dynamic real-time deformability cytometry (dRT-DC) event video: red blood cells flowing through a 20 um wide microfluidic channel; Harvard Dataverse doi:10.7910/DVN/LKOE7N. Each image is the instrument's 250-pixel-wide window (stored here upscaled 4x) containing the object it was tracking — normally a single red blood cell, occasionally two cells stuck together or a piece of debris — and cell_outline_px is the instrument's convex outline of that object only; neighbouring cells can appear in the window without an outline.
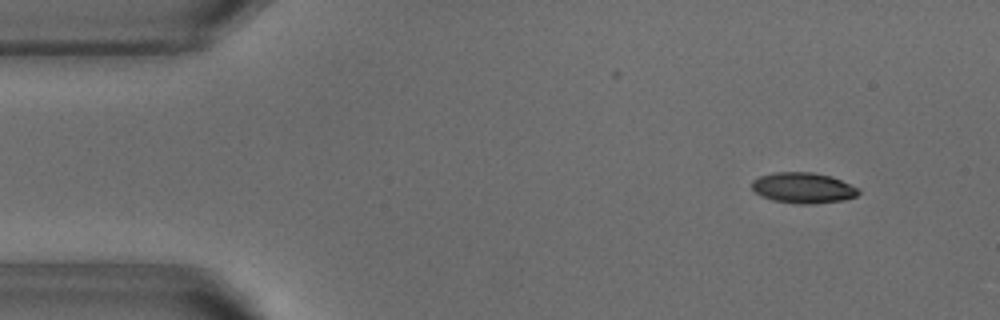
{"species": "common noctule bat (a hibernating species)", "species_latin": "Nyctalus noctula", "temperature_condition": "warm", "stored_images_in_passage": 52, "camera_frame_rate_fps": 3000, "um_per_image_px": 0.085, "animal": {"sex": "male", "body_mass_g": 18.8}, "frame": {"image": 1, "passage_image": 5, "time_ms": 1.333, "image_size_px": [1000, 320], "cell_outline_px": [[860, 192], [856, 196], [844, 200], [812, 204], [800, 204], [772, 200], [756, 192], [752, 188], [752, 180], [760, 176], [776, 172], [812, 172], [832, 176], [860, 188]], "centroid_in_image_um": [68.31, 15.96], "position_along_channel_um": 16.7, "area_um2": 19.07}}
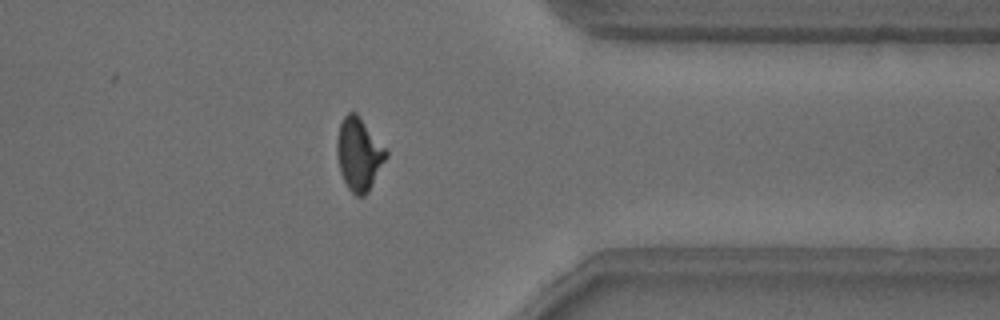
{"frame": {"image": 2, "passage_image": 41, "time_ms": 13.333, "image_size_px": [1000, 320], "cell_outline_px": [[388, 156], [368, 192], [364, 196], [356, 196], [348, 188], [340, 172], [336, 152], [336, 144], [340, 124], [344, 116], [348, 112], [356, 112], [360, 116], [388, 152]], "centroid_in_image_um": [30.5, 13.1], "position_along_channel_um": 380.9, "area_um2": 20.75}}
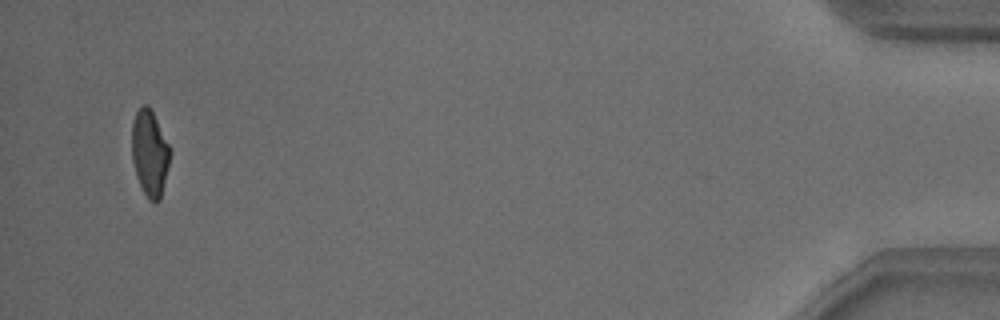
{"frame": {"image": 3, "passage_image": 50, "time_ms": 16.333, "image_size_px": [1000, 320], "cell_outline_px": [[172, 152], [160, 200], [156, 204], [152, 204], [148, 200], [136, 176], [132, 160], [132, 124], [136, 112], [144, 104], [148, 104]], "centroid_in_image_um": [12.73, 13.07], "position_along_channel_um": 422.5, "area_um2": 19.13}, "authors_computed_cell_mechanics": {"area_um2": 20.1722, "velocity_mm_per_s": 3.8423, "shape_relaxation_time_tau1_ms": 5.8864, "shape_relaxation_time_tau2_ms": 1.6921, "deformation_change_tau1": 0.1939, "deformation_change_tau2": 0.0736}}